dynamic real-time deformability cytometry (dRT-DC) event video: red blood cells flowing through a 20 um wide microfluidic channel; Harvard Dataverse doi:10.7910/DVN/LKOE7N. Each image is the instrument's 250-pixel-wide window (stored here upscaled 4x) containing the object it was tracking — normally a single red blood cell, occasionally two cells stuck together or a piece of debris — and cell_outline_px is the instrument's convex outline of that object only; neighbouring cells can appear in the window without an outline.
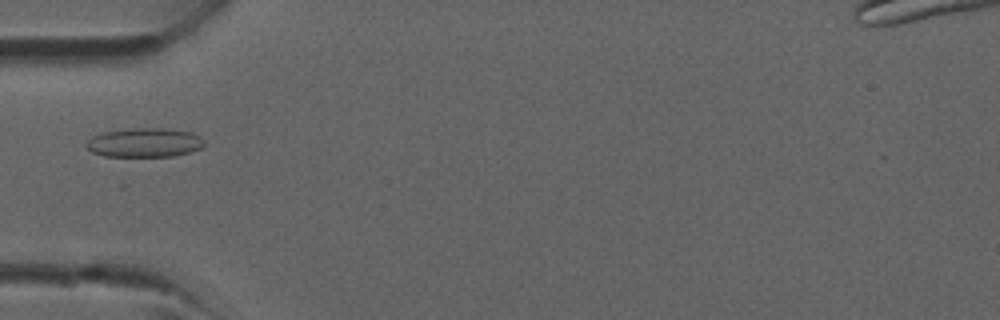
{"species": "common noctule bat (a hibernating species)", "species_latin": "Nyctalus noctula", "temperature_condition": "room temperature", "stored_images_in_passage": 1, "camera_frame_rate_fps": 3000, "um_per_image_px": 0.085, "animal": {"sex": "male", "forearm_length_mm": 52.5}, "frame": {"image": 1, "passage_image": 1, "time_ms": 0.0, "image_size_px": [1000, 320], "cell_outline_px": [[204, 144], [200, 148], [188, 152], [172, 156], [104, 156], [92, 152], [84, 144], [92, 136], [100, 132], [132, 128], [164, 128], [192, 132], [200, 136], [204, 140]], "centroid_in_image_um": [12.25, 12.11], "position_along_channel_um": 72.7, "area_um2": 20.06}}